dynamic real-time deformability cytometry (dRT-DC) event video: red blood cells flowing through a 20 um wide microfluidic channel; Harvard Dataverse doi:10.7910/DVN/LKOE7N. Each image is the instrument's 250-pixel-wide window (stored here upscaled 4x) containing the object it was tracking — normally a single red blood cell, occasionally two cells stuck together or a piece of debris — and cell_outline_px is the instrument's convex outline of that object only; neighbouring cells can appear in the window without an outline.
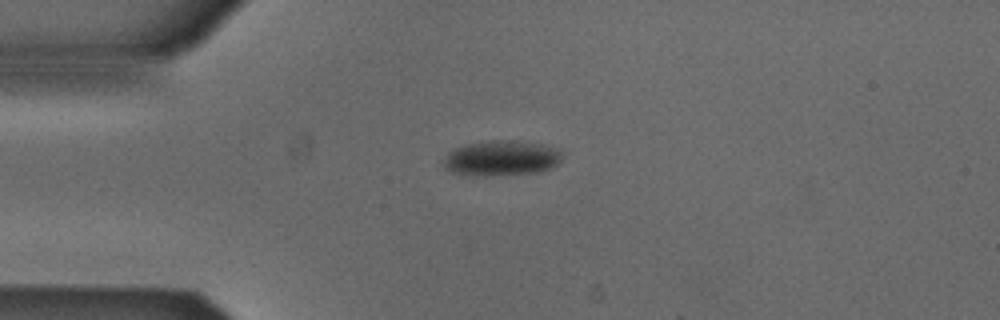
{"species": "Egyptian fruit bat (a non-hibernating species)", "species_latin": "Rousettus aegyptiacus", "temperature_condition": "cold", "stored_images_in_passage": 2, "camera_frame_rate_fps": 3000, "um_per_image_px": 0.085, "animal": {"sex": "male"}, "frame": {"image": 1, "passage_image": 1, "time_ms": 0.0, "image_size_px": [1000, 320], "cell_outline_px": [[560, 160], [552, 168], [540, 172], [488, 176], [460, 176], [448, 172], [444, 168], [444, 160], [448, 152], [456, 148], [468, 144], [500, 140], [544, 144], [556, 148], [560, 152]], "centroid_in_image_um": [42.57, 13.48], "position_along_channel_um": 42.4, "area_um2": 24.39}}